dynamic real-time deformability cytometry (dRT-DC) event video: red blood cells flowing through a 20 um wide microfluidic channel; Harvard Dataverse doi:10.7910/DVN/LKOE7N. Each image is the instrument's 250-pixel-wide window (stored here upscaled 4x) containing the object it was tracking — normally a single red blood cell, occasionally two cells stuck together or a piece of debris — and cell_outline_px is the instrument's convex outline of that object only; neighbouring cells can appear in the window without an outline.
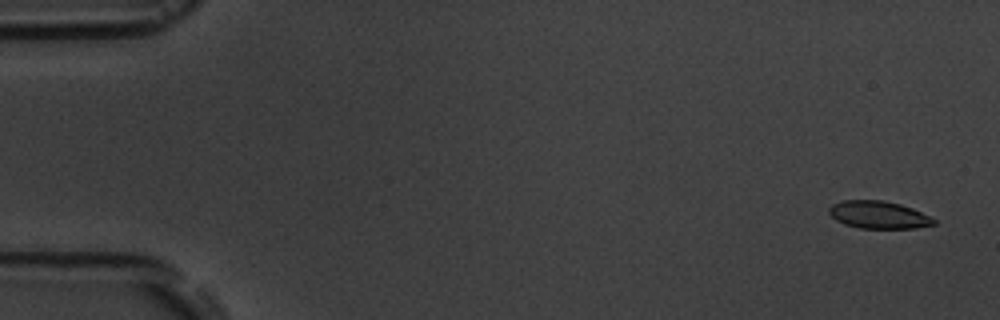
{"species": "common noctule bat (a hibernating species)", "species_latin": "Nyctalus noctula", "temperature_condition": "room temperature", "stored_images_in_passage": 6, "camera_frame_rate_fps": 3000, "um_per_image_px": 0.085, "animal": {"sex": "male", "body_mass_g": 19.5, "forearm_length_mm": 54.6}, "frame": {"image": 1, "passage_image": 1, "time_ms": 0.0, "image_size_px": [1000, 320], "cell_outline_px": [[936, 224], [916, 228], [860, 228], [844, 224], [836, 220], [828, 212], [828, 208], [832, 204], [844, 200], [884, 200], [900, 204], [912, 208], [936, 220]], "centroid_in_image_um": [74.66, 18.26], "position_along_channel_um": 10.3, "area_um2": 16.76}}